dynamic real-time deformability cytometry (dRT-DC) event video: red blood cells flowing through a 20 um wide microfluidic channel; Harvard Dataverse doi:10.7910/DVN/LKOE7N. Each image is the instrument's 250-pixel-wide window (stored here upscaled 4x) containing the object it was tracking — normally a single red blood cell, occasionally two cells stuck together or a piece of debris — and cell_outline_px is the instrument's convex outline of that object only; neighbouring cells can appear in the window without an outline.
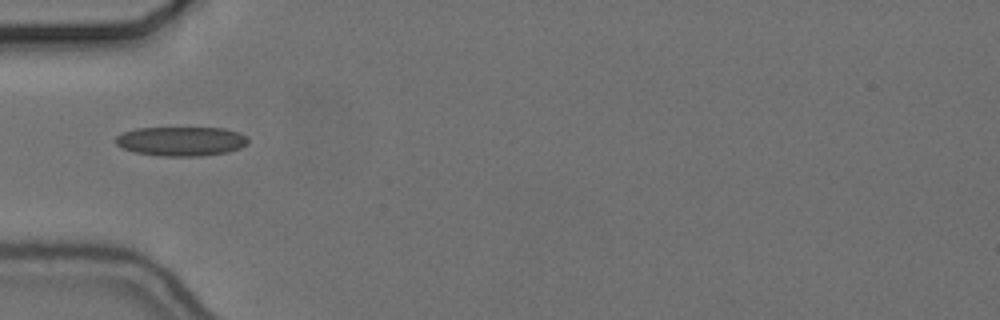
{"species": "common noctule bat (a hibernating species)", "species_latin": "Nyctalus noctula", "temperature_condition": "cold", "stored_images_in_passage": 38, "camera_frame_rate_fps": 3000, "um_per_image_px": 0.085, "animal": {"sex": "female", "body_mass_g": 24.6, "forearm_length_mm": 56.2}, "frame": {"image": 1, "passage_image": 1, "time_ms": 0.0, "image_size_px": [1000, 320], "cell_outline_px": [[248, 144], [240, 148], [228, 152], [204, 156], [160, 156], [136, 152], [124, 148], [116, 144], [116, 136], [124, 132], [136, 128], [224, 128], [248, 136]], "centroid_in_image_um": [15.44, 12.01], "position_along_channel_um": 69.6, "area_um2": 22.6}}
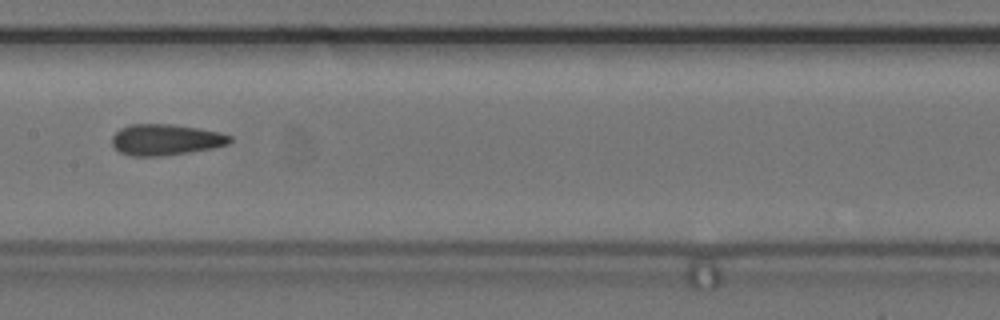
{"frame": {"image": 2, "passage_image": 11, "time_ms": 3.333, "image_size_px": [1000, 320], "cell_outline_px": [[232, 140], [228, 144], [212, 148], [188, 152], [160, 156], [132, 156], [120, 152], [112, 144], [112, 136], [120, 128], [128, 124], [172, 124], [200, 128], [220, 132], [232, 136]], "centroid_in_image_um": [14.08, 11.86], "position_along_channel_um": 193.3, "area_um2": 21.39}}
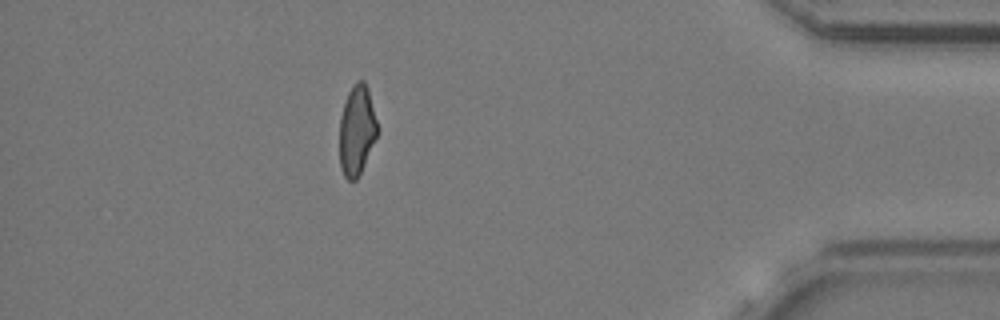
{"frame": {"image": 3, "passage_image": 32, "time_ms": 10.333, "image_size_px": [1000, 320], "cell_outline_px": [[380, 132], [356, 180], [348, 180], [344, 176], [340, 168], [340, 116], [348, 92], [352, 84], [356, 80], [364, 80], [368, 88], [380, 128]], "centroid_in_image_um": [30.36, 11.04], "position_along_channel_um": 404.8, "area_um2": 20.23}, "authors_computed_cell_mechanics": {"area_um2": 21.2993, "velocity_mm_per_s": 3.6814, "shape_relaxation_time_tau1_ms": 10.0484, "shape_relaxation_time_tau2_ms": 1.7504, "deformation_change_tau1": 0.1737, "deformation_change_tau2": 0.0863}}